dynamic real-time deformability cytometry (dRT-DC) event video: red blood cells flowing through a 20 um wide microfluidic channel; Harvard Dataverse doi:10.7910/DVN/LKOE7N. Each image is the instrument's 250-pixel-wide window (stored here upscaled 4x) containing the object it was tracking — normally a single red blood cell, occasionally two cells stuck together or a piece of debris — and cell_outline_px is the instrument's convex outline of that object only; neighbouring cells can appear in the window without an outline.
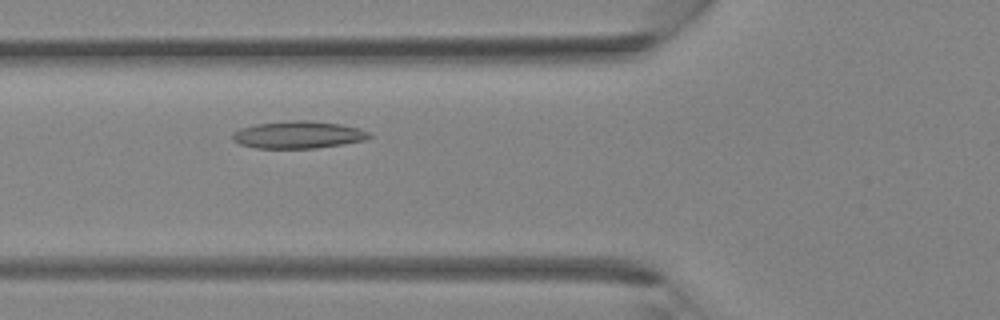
{"species": "Egyptian fruit bat (a non-hibernating species)", "species_latin": "Rousettus aegyptiacus", "temperature_condition": "room temperature", "stored_images_in_passage": 34, "camera_frame_rate_fps": 3000, "um_per_image_px": 0.085, "animal": {"sex": "female"}, "frame": {"image": 1, "passage_image": 11, "time_ms": 3.333, "image_size_px": [1000, 320], "cell_outline_px": [[372, 136], [364, 140], [316, 148], [256, 148], [240, 144], [232, 140], [232, 132], [240, 128], [256, 124], [292, 120], [308, 120], [340, 124], [360, 128], [368, 132]], "centroid_in_image_um": [25.31, 11.45], "position_along_channel_um": 100.5, "area_um2": 21.68}}
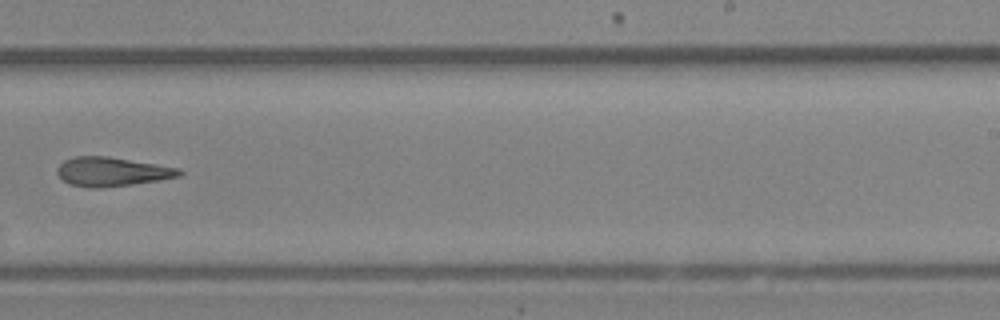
{"frame": {"image": 2, "passage_image": 21, "time_ms": 6.667, "image_size_px": [1000, 320], "cell_outline_px": [[184, 172], [180, 176], [160, 180], [132, 184], [100, 188], [88, 188], [68, 184], [56, 172], [56, 168], [64, 160], [72, 156], [108, 156], [180, 168]], "centroid_in_image_um": [9.5, 14.59], "position_along_channel_um": 279.5, "area_um2": 20.81}}
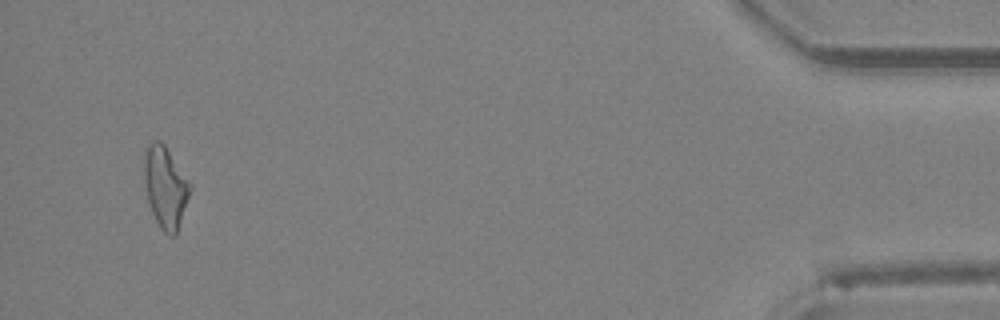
{"frame": {"image": 3, "passage_image": 33, "time_ms": 10.667, "image_size_px": [1000, 320], "cell_outline_px": [[192, 188], [176, 236], [168, 236], [160, 228], [148, 204], [144, 184], [144, 156], [148, 144], [156, 140], [160, 140], [164, 144], [192, 184]], "centroid_in_image_um": [14.06, 15.93], "position_along_channel_um": 421.1, "area_um2": 22.02}}